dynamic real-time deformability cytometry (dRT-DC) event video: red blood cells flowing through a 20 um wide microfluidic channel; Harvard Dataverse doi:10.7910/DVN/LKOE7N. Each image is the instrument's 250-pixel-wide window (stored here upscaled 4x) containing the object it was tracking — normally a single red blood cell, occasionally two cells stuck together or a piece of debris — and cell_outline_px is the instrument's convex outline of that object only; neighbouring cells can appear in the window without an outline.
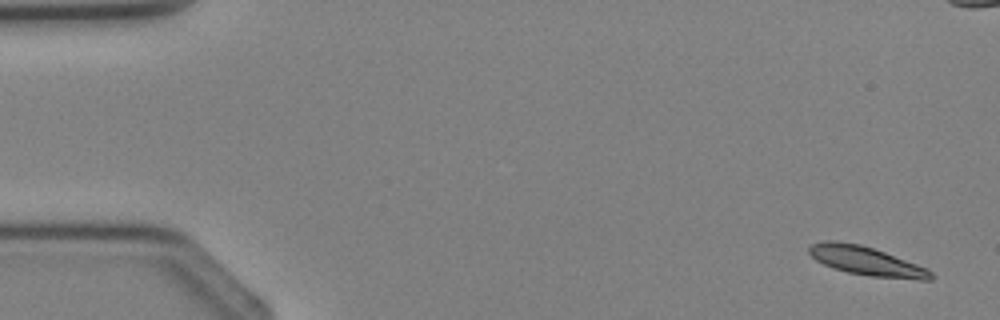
{"species": "Egyptian fruit bat (a non-hibernating species)", "species_latin": "Rousettus aegyptiacus", "temperature_condition": "cold", "stored_images_in_passage": 6, "segment_of_instrument_passage": [1, 2], "camera_frame_rate_fps": 3000, "um_per_image_px": 0.085, "animal": {"sex": "female"}, "frame": {"image": 1, "passage_image": 1, "time_ms": 0.0, "image_size_px": [1000, 320], "cell_outline_px": [[932, 280], [920, 280], [868, 276], [848, 272], [824, 264], [816, 260], [808, 252], [808, 248], [812, 244], [824, 240], [836, 240], [860, 244], [884, 252], [928, 268], [932, 272]], "centroid_in_image_um": [73.65, 22.18], "position_along_channel_um": 11.4, "area_um2": 20.4}}
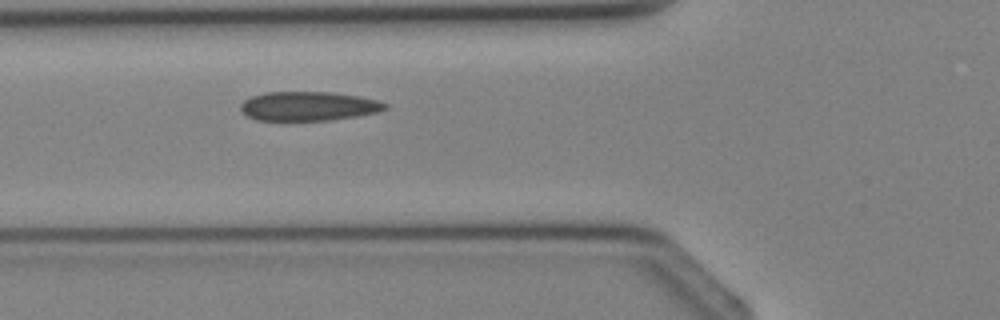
{"frame": {"image": 2, "passage_image": 5, "time_ms": 5.333, "image_size_px": [1000, 320], "cell_outline_px": [[388, 108], [380, 112], [332, 120], [256, 120], [248, 116], [240, 108], [240, 104], [244, 100], [252, 96], [264, 92], [332, 92], [360, 96], [376, 100], [388, 104]], "centroid_in_image_um": [26.25, 9.02], "position_along_channel_um": 99.6, "area_um2": 24.62}}